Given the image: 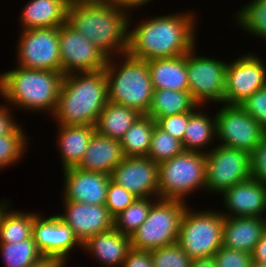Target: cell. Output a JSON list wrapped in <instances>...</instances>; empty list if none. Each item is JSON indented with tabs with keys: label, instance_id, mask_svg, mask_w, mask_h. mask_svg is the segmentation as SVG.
Instances as JSON below:
<instances>
[{
	"label": "cell",
	"instance_id": "obj_1",
	"mask_svg": "<svg viewBox=\"0 0 266 267\" xmlns=\"http://www.w3.org/2000/svg\"><path fill=\"white\" fill-rule=\"evenodd\" d=\"M178 11L168 12L169 14L161 12L162 15L153 13L152 16L145 15L141 19H137L139 12L134 13L136 16L130 15L127 53L146 61L188 53L198 44V20L201 18L194 8ZM136 19L138 22L134 21Z\"/></svg>",
	"mask_w": 266,
	"mask_h": 267
},
{
	"label": "cell",
	"instance_id": "obj_2",
	"mask_svg": "<svg viewBox=\"0 0 266 267\" xmlns=\"http://www.w3.org/2000/svg\"><path fill=\"white\" fill-rule=\"evenodd\" d=\"M66 22L108 57L128 52L129 15L112 2H74Z\"/></svg>",
	"mask_w": 266,
	"mask_h": 267
},
{
	"label": "cell",
	"instance_id": "obj_3",
	"mask_svg": "<svg viewBox=\"0 0 266 267\" xmlns=\"http://www.w3.org/2000/svg\"><path fill=\"white\" fill-rule=\"evenodd\" d=\"M108 101L104 69L63 75L57 107L50 120L58 125L95 126Z\"/></svg>",
	"mask_w": 266,
	"mask_h": 267
},
{
	"label": "cell",
	"instance_id": "obj_4",
	"mask_svg": "<svg viewBox=\"0 0 266 267\" xmlns=\"http://www.w3.org/2000/svg\"><path fill=\"white\" fill-rule=\"evenodd\" d=\"M13 67L0 72L1 101L15 111L30 112V115L45 113L50 118L57 107L63 73Z\"/></svg>",
	"mask_w": 266,
	"mask_h": 267
},
{
	"label": "cell",
	"instance_id": "obj_5",
	"mask_svg": "<svg viewBox=\"0 0 266 267\" xmlns=\"http://www.w3.org/2000/svg\"><path fill=\"white\" fill-rule=\"evenodd\" d=\"M104 71L109 101L147 114L154 93L148 62L125 53L110 57Z\"/></svg>",
	"mask_w": 266,
	"mask_h": 267
},
{
	"label": "cell",
	"instance_id": "obj_6",
	"mask_svg": "<svg viewBox=\"0 0 266 267\" xmlns=\"http://www.w3.org/2000/svg\"><path fill=\"white\" fill-rule=\"evenodd\" d=\"M206 154L183 151L159 164L158 198L191 204L190 196L206 190ZM201 191V192H200Z\"/></svg>",
	"mask_w": 266,
	"mask_h": 267
},
{
	"label": "cell",
	"instance_id": "obj_7",
	"mask_svg": "<svg viewBox=\"0 0 266 267\" xmlns=\"http://www.w3.org/2000/svg\"><path fill=\"white\" fill-rule=\"evenodd\" d=\"M199 208L189 204L180 222L178 244L191 259L213 257L222 246L224 216L218 207Z\"/></svg>",
	"mask_w": 266,
	"mask_h": 267
},
{
	"label": "cell",
	"instance_id": "obj_8",
	"mask_svg": "<svg viewBox=\"0 0 266 267\" xmlns=\"http://www.w3.org/2000/svg\"><path fill=\"white\" fill-rule=\"evenodd\" d=\"M190 203L158 198L151 206L145 222L131 235V248L152 251L178 243L180 222Z\"/></svg>",
	"mask_w": 266,
	"mask_h": 267
},
{
	"label": "cell",
	"instance_id": "obj_9",
	"mask_svg": "<svg viewBox=\"0 0 266 267\" xmlns=\"http://www.w3.org/2000/svg\"><path fill=\"white\" fill-rule=\"evenodd\" d=\"M200 42L186 53L188 91L199 105L224 104L228 60L213 57L210 53H207L209 56L201 54L198 51Z\"/></svg>",
	"mask_w": 266,
	"mask_h": 267
},
{
	"label": "cell",
	"instance_id": "obj_10",
	"mask_svg": "<svg viewBox=\"0 0 266 267\" xmlns=\"http://www.w3.org/2000/svg\"><path fill=\"white\" fill-rule=\"evenodd\" d=\"M205 173V194L218 197L226 189L252 177L251 154L241 149L216 144L206 153Z\"/></svg>",
	"mask_w": 266,
	"mask_h": 267
},
{
	"label": "cell",
	"instance_id": "obj_11",
	"mask_svg": "<svg viewBox=\"0 0 266 267\" xmlns=\"http://www.w3.org/2000/svg\"><path fill=\"white\" fill-rule=\"evenodd\" d=\"M15 64L26 69L61 72L59 27L34 28L17 33Z\"/></svg>",
	"mask_w": 266,
	"mask_h": 267
},
{
	"label": "cell",
	"instance_id": "obj_12",
	"mask_svg": "<svg viewBox=\"0 0 266 267\" xmlns=\"http://www.w3.org/2000/svg\"><path fill=\"white\" fill-rule=\"evenodd\" d=\"M214 107L217 144L251 154L266 136L263 127L240 105L218 104Z\"/></svg>",
	"mask_w": 266,
	"mask_h": 267
},
{
	"label": "cell",
	"instance_id": "obj_13",
	"mask_svg": "<svg viewBox=\"0 0 266 267\" xmlns=\"http://www.w3.org/2000/svg\"><path fill=\"white\" fill-rule=\"evenodd\" d=\"M229 60L226 68L224 104L240 105L266 86V59L251 50Z\"/></svg>",
	"mask_w": 266,
	"mask_h": 267
},
{
	"label": "cell",
	"instance_id": "obj_14",
	"mask_svg": "<svg viewBox=\"0 0 266 267\" xmlns=\"http://www.w3.org/2000/svg\"><path fill=\"white\" fill-rule=\"evenodd\" d=\"M59 49L63 75L104 69L108 57L67 22L59 26Z\"/></svg>",
	"mask_w": 266,
	"mask_h": 267
},
{
	"label": "cell",
	"instance_id": "obj_15",
	"mask_svg": "<svg viewBox=\"0 0 266 267\" xmlns=\"http://www.w3.org/2000/svg\"><path fill=\"white\" fill-rule=\"evenodd\" d=\"M45 211L34 218L32 237L42 255L61 257L66 263L72 258L73 252L82 251V244L73 230L54 212L50 216ZM44 214V215H43ZM75 250V251H74Z\"/></svg>",
	"mask_w": 266,
	"mask_h": 267
},
{
	"label": "cell",
	"instance_id": "obj_16",
	"mask_svg": "<svg viewBox=\"0 0 266 267\" xmlns=\"http://www.w3.org/2000/svg\"><path fill=\"white\" fill-rule=\"evenodd\" d=\"M159 164L147 156L125 157L111 172V181L137 198L157 197Z\"/></svg>",
	"mask_w": 266,
	"mask_h": 267
},
{
	"label": "cell",
	"instance_id": "obj_17",
	"mask_svg": "<svg viewBox=\"0 0 266 267\" xmlns=\"http://www.w3.org/2000/svg\"><path fill=\"white\" fill-rule=\"evenodd\" d=\"M62 212L56 213L74 232L83 245L90 237L111 230L113 217L105 205H92L82 202L67 201L61 196Z\"/></svg>",
	"mask_w": 266,
	"mask_h": 267
},
{
	"label": "cell",
	"instance_id": "obj_18",
	"mask_svg": "<svg viewBox=\"0 0 266 267\" xmlns=\"http://www.w3.org/2000/svg\"><path fill=\"white\" fill-rule=\"evenodd\" d=\"M219 196L217 199L220 198L223 204L218 210L224 217L266 218V183L264 182L250 177L226 189Z\"/></svg>",
	"mask_w": 266,
	"mask_h": 267
},
{
	"label": "cell",
	"instance_id": "obj_19",
	"mask_svg": "<svg viewBox=\"0 0 266 267\" xmlns=\"http://www.w3.org/2000/svg\"><path fill=\"white\" fill-rule=\"evenodd\" d=\"M62 196L67 201L105 205L109 174L91 172L77 167L62 170Z\"/></svg>",
	"mask_w": 266,
	"mask_h": 267
},
{
	"label": "cell",
	"instance_id": "obj_20",
	"mask_svg": "<svg viewBox=\"0 0 266 267\" xmlns=\"http://www.w3.org/2000/svg\"><path fill=\"white\" fill-rule=\"evenodd\" d=\"M131 249L130 236L122 234L114 227L90 237L82 245V254H87L100 267H121ZM84 252V253H83Z\"/></svg>",
	"mask_w": 266,
	"mask_h": 267
},
{
	"label": "cell",
	"instance_id": "obj_21",
	"mask_svg": "<svg viewBox=\"0 0 266 267\" xmlns=\"http://www.w3.org/2000/svg\"><path fill=\"white\" fill-rule=\"evenodd\" d=\"M55 141L60 169L77 167L88 148L91 137L96 131L95 126H68L56 124Z\"/></svg>",
	"mask_w": 266,
	"mask_h": 267
},
{
	"label": "cell",
	"instance_id": "obj_22",
	"mask_svg": "<svg viewBox=\"0 0 266 267\" xmlns=\"http://www.w3.org/2000/svg\"><path fill=\"white\" fill-rule=\"evenodd\" d=\"M68 5V0H27L17 16V26L20 31L59 27L66 22Z\"/></svg>",
	"mask_w": 266,
	"mask_h": 267
},
{
	"label": "cell",
	"instance_id": "obj_23",
	"mask_svg": "<svg viewBox=\"0 0 266 267\" xmlns=\"http://www.w3.org/2000/svg\"><path fill=\"white\" fill-rule=\"evenodd\" d=\"M210 109L211 106L199 105L189 112L188 124L181 141L184 151L206 154L217 144L215 108L213 111Z\"/></svg>",
	"mask_w": 266,
	"mask_h": 267
},
{
	"label": "cell",
	"instance_id": "obj_24",
	"mask_svg": "<svg viewBox=\"0 0 266 267\" xmlns=\"http://www.w3.org/2000/svg\"><path fill=\"white\" fill-rule=\"evenodd\" d=\"M124 158L120 141L95 131L77 168L110 175Z\"/></svg>",
	"mask_w": 266,
	"mask_h": 267
},
{
	"label": "cell",
	"instance_id": "obj_25",
	"mask_svg": "<svg viewBox=\"0 0 266 267\" xmlns=\"http://www.w3.org/2000/svg\"><path fill=\"white\" fill-rule=\"evenodd\" d=\"M266 229V218L224 217L222 246L252 253Z\"/></svg>",
	"mask_w": 266,
	"mask_h": 267
},
{
	"label": "cell",
	"instance_id": "obj_26",
	"mask_svg": "<svg viewBox=\"0 0 266 267\" xmlns=\"http://www.w3.org/2000/svg\"><path fill=\"white\" fill-rule=\"evenodd\" d=\"M147 62L154 89L188 91L186 54Z\"/></svg>",
	"mask_w": 266,
	"mask_h": 267
},
{
	"label": "cell",
	"instance_id": "obj_27",
	"mask_svg": "<svg viewBox=\"0 0 266 267\" xmlns=\"http://www.w3.org/2000/svg\"><path fill=\"white\" fill-rule=\"evenodd\" d=\"M140 115L133 108L108 101L99 115L95 128L99 134L120 141Z\"/></svg>",
	"mask_w": 266,
	"mask_h": 267
},
{
	"label": "cell",
	"instance_id": "obj_28",
	"mask_svg": "<svg viewBox=\"0 0 266 267\" xmlns=\"http://www.w3.org/2000/svg\"><path fill=\"white\" fill-rule=\"evenodd\" d=\"M199 104L189 91L154 89L151 105L146 115L157 121L161 117L194 111Z\"/></svg>",
	"mask_w": 266,
	"mask_h": 267
},
{
	"label": "cell",
	"instance_id": "obj_29",
	"mask_svg": "<svg viewBox=\"0 0 266 267\" xmlns=\"http://www.w3.org/2000/svg\"><path fill=\"white\" fill-rule=\"evenodd\" d=\"M234 11L230 16L233 26L244 31V35H252L253 39L266 43V0H249Z\"/></svg>",
	"mask_w": 266,
	"mask_h": 267
},
{
	"label": "cell",
	"instance_id": "obj_30",
	"mask_svg": "<svg viewBox=\"0 0 266 267\" xmlns=\"http://www.w3.org/2000/svg\"><path fill=\"white\" fill-rule=\"evenodd\" d=\"M10 205L0 220V244H13L32 237V227L38 211L15 209Z\"/></svg>",
	"mask_w": 266,
	"mask_h": 267
},
{
	"label": "cell",
	"instance_id": "obj_31",
	"mask_svg": "<svg viewBox=\"0 0 266 267\" xmlns=\"http://www.w3.org/2000/svg\"><path fill=\"white\" fill-rule=\"evenodd\" d=\"M155 125L156 121L146 114L138 117L120 140L124 157L147 156Z\"/></svg>",
	"mask_w": 266,
	"mask_h": 267
},
{
	"label": "cell",
	"instance_id": "obj_32",
	"mask_svg": "<svg viewBox=\"0 0 266 267\" xmlns=\"http://www.w3.org/2000/svg\"><path fill=\"white\" fill-rule=\"evenodd\" d=\"M22 125L21 123L12 133L0 136V172L15 167L20 161L22 163L30 150L28 147L31 138Z\"/></svg>",
	"mask_w": 266,
	"mask_h": 267
},
{
	"label": "cell",
	"instance_id": "obj_33",
	"mask_svg": "<svg viewBox=\"0 0 266 267\" xmlns=\"http://www.w3.org/2000/svg\"><path fill=\"white\" fill-rule=\"evenodd\" d=\"M41 255L33 237L13 244H0L4 267H29Z\"/></svg>",
	"mask_w": 266,
	"mask_h": 267
},
{
	"label": "cell",
	"instance_id": "obj_34",
	"mask_svg": "<svg viewBox=\"0 0 266 267\" xmlns=\"http://www.w3.org/2000/svg\"><path fill=\"white\" fill-rule=\"evenodd\" d=\"M157 197L136 198L124 211L113 218L114 228L130 236L143 222Z\"/></svg>",
	"mask_w": 266,
	"mask_h": 267
},
{
	"label": "cell",
	"instance_id": "obj_35",
	"mask_svg": "<svg viewBox=\"0 0 266 267\" xmlns=\"http://www.w3.org/2000/svg\"><path fill=\"white\" fill-rule=\"evenodd\" d=\"M184 151L182 142L162 130L157 124L154 126L147 157L160 164L170 160Z\"/></svg>",
	"mask_w": 266,
	"mask_h": 267
},
{
	"label": "cell",
	"instance_id": "obj_36",
	"mask_svg": "<svg viewBox=\"0 0 266 267\" xmlns=\"http://www.w3.org/2000/svg\"><path fill=\"white\" fill-rule=\"evenodd\" d=\"M153 267H190L192 259L176 243L151 251Z\"/></svg>",
	"mask_w": 266,
	"mask_h": 267
},
{
	"label": "cell",
	"instance_id": "obj_37",
	"mask_svg": "<svg viewBox=\"0 0 266 267\" xmlns=\"http://www.w3.org/2000/svg\"><path fill=\"white\" fill-rule=\"evenodd\" d=\"M137 197L124 187L119 186L110 180L107 189L105 207L109 214L114 218L120 212L124 211L131 205Z\"/></svg>",
	"mask_w": 266,
	"mask_h": 267
},
{
	"label": "cell",
	"instance_id": "obj_38",
	"mask_svg": "<svg viewBox=\"0 0 266 267\" xmlns=\"http://www.w3.org/2000/svg\"><path fill=\"white\" fill-rule=\"evenodd\" d=\"M217 267H251V253L221 246L213 256Z\"/></svg>",
	"mask_w": 266,
	"mask_h": 267
},
{
	"label": "cell",
	"instance_id": "obj_39",
	"mask_svg": "<svg viewBox=\"0 0 266 267\" xmlns=\"http://www.w3.org/2000/svg\"><path fill=\"white\" fill-rule=\"evenodd\" d=\"M240 106L266 131V86L255 91Z\"/></svg>",
	"mask_w": 266,
	"mask_h": 267
},
{
	"label": "cell",
	"instance_id": "obj_40",
	"mask_svg": "<svg viewBox=\"0 0 266 267\" xmlns=\"http://www.w3.org/2000/svg\"><path fill=\"white\" fill-rule=\"evenodd\" d=\"M188 120L189 112H186L177 115L161 117L156 121V124L172 137L182 141Z\"/></svg>",
	"mask_w": 266,
	"mask_h": 267
},
{
	"label": "cell",
	"instance_id": "obj_41",
	"mask_svg": "<svg viewBox=\"0 0 266 267\" xmlns=\"http://www.w3.org/2000/svg\"><path fill=\"white\" fill-rule=\"evenodd\" d=\"M251 173L254 179L266 183V136L251 153Z\"/></svg>",
	"mask_w": 266,
	"mask_h": 267
},
{
	"label": "cell",
	"instance_id": "obj_42",
	"mask_svg": "<svg viewBox=\"0 0 266 267\" xmlns=\"http://www.w3.org/2000/svg\"><path fill=\"white\" fill-rule=\"evenodd\" d=\"M15 113L8 103L0 102V136L12 133L21 124L17 121Z\"/></svg>",
	"mask_w": 266,
	"mask_h": 267
},
{
	"label": "cell",
	"instance_id": "obj_43",
	"mask_svg": "<svg viewBox=\"0 0 266 267\" xmlns=\"http://www.w3.org/2000/svg\"><path fill=\"white\" fill-rule=\"evenodd\" d=\"M121 267H153L151 251L131 248Z\"/></svg>",
	"mask_w": 266,
	"mask_h": 267
},
{
	"label": "cell",
	"instance_id": "obj_44",
	"mask_svg": "<svg viewBox=\"0 0 266 267\" xmlns=\"http://www.w3.org/2000/svg\"><path fill=\"white\" fill-rule=\"evenodd\" d=\"M155 0H112L111 2L118 7L120 10L126 12L129 16L133 15L134 12L142 13L140 10L145 7L148 8V5L153 3ZM157 1V0H156Z\"/></svg>",
	"mask_w": 266,
	"mask_h": 267
},
{
	"label": "cell",
	"instance_id": "obj_45",
	"mask_svg": "<svg viewBox=\"0 0 266 267\" xmlns=\"http://www.w3.org/2000/svg\"><path fill=\"white\" fill-rule=\"evenodd\" d=\"M66 263L61 257L53 255H41L29 267H67Z\"/></svg>",
	"mask_w": 266,
	"mask_h": 267
},
{
	"label": "cell",
	"instance_id": "obj_46",
	"mask_svg": "<svg viewBox=\"0 0 266 267\" xmlns=\"http://www.w3.org/2000/svg\"><path fill=\"white\" fill-rule=\"evenodd\" d=\"M253 262H266V229L251 253Z\"/></svg>",
	"mask_w": 266,
	"mask_h": 267
},
{
	"label": "cell",
	"instance_id": "obj_47",
	"mask_svg": "<svg viewBox=\"0 0 266 267\" xmlns=\"http://www.w3.org/2000/svg\"><path fill=\"white\" fill-rule=\"evenodd\" d=\"M190 267H217L213 257L192 259Z\"/></svg>",
	"mask_w": 266,
	"mask_h": 267
},
{
	"label": "cell",
	"instance_id": "obj_48",
	"mask_svg": "<svg viewBox=\"0 0 266 267\" xmlns=\"http://www.w3.org/2000/svg\"><path fill=\"white\" fill-rule=\"evenodd\" d=\"M10 200L11 199L9 197L6 199H4V198L0 199V220H1L3 213L12 204V202Z\"/></svg>",
	"mask_w": 266,
	"mask_h": 267
},
{
	"label": "cell",
	"instance_id": "obj_49",
	"mask_svg": "<svg viewBox=\"0 0 266 267\" xmlns=\"http://www.w3.org/2000/svg\"><path fill=\"white\" fill-rule=\"evenodd\" d=\"M112 0H68L69 4L74 2H111Z\"/></svg>",
	"mask_w": 266,
	"mask_h": 267
},
{
	"label": "cell",
	"instance_id": "obj_50",
	"mask_svg": "<svg viewBox=\"0 0 266 267\" xmlns=\"http://www.w3.org/2000/svg\"><path fill=\"white\" fill-rule=\"evenodd\" d=\"M251 267H266V262H252Z\"/></svg>",
	"mask_w": 266,
	"mask_h": 267
}]
</instances>
